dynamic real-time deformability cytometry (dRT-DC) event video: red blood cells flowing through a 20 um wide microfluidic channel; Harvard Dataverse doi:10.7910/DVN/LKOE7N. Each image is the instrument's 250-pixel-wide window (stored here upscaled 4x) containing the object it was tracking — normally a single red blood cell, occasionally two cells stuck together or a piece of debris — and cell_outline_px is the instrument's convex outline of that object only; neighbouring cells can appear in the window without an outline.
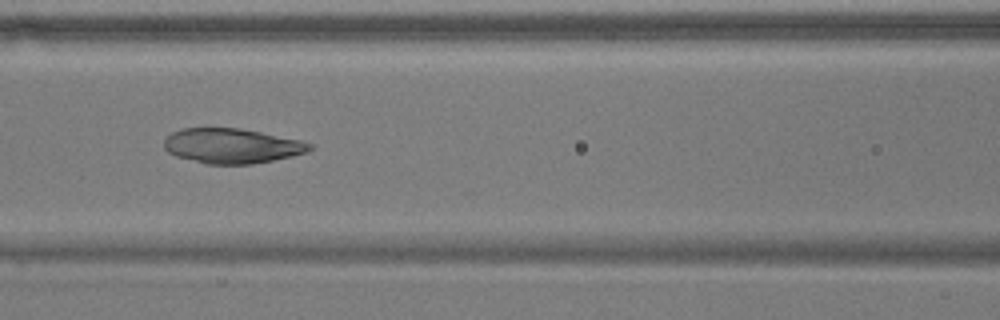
{"species": "common noctule bat (a hibernating species)", "species_latin": "Nyctalus noctula", "temperature_condition": "warm", "stored_images_in_passage": 33, "camera_frame_rate_fps": 3000, "um_per_image_px": 0.085, "animal": {"sex": "male", "body_mass_g": 17.9}, "frame": {"image": 1, "passage_image": 23, "time_ms": 7.333, "image_size_px": [1000, 320], "cell_outline_px": [[316, 144], [308, 152], [292, 156], [252, 164], [204, 164], [176, 156], [168, 152], [164, 148], [164, 140], [172, 132], [180, 128], [240, 128], [300, 140]], "centroid_in_image_um": [19.71, 12.4], "position_along_channel_um": 146.9, "area_um2": 29.71}}